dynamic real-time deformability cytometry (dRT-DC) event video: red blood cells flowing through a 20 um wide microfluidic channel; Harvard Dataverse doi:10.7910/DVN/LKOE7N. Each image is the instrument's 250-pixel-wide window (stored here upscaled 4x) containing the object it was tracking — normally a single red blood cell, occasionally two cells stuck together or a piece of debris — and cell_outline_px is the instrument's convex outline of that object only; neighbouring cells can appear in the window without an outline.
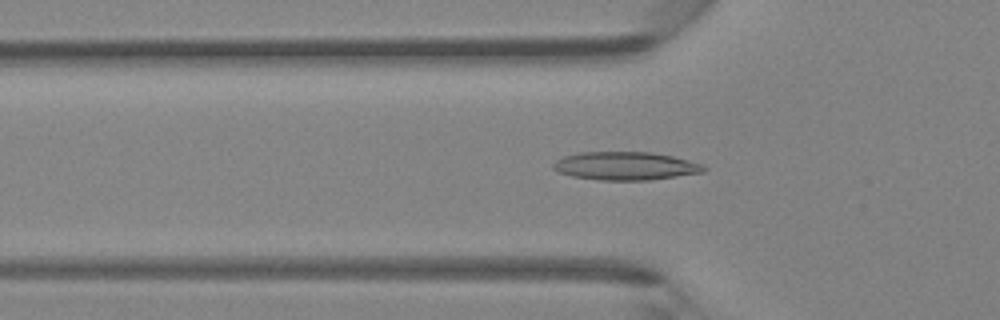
{"species": "Egyptian fruit bat (a non-hibernating species)", "species_latin": "Rousettus aegyptiacus", "temperature_condition": "room temperature", "stored_images_in_passage": 28, "camera_frame_rate_fps": 3000, "um_per_image_px": 0.085, "animal": {"sex": "female"}, "frame": {"image": 1, "passage_image": 2, "time_ms": 0.333, "image_size_px": [1000, 320], "cell_outline_px": [[708, 168], [704, 172], [648, 180], [600, 180], [572, 176], [560, 172], [552, 168], [552, 164], [556, 160], [564, 156], [580, 152], [652, 152], [672, 156], [704, 164]], "centroid_in_image_um": [53.18, 14.1], "position_along_channel_um": 72.6, "area_um2": 24.74}}
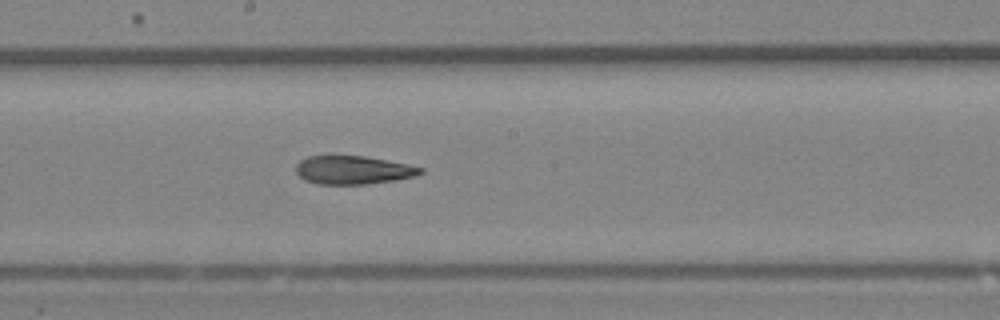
{"frame": {"image": 2, "passage_image": 12, "time_ms": 3.667, "image_size_px": [1000, 320], "cell_outline_px": [[424, 172], [416, 176], [396, 180], [368, 184], [316, 184], [304, 180], [296, 172], [296, 164], [300, 160], [308, 156], [364, 156], [408, 164], [424, 168]], "centroid_in_image_um": [30.03, 14.46], "position_along_channel_um": 218.2, "area_um2": 20.69}}
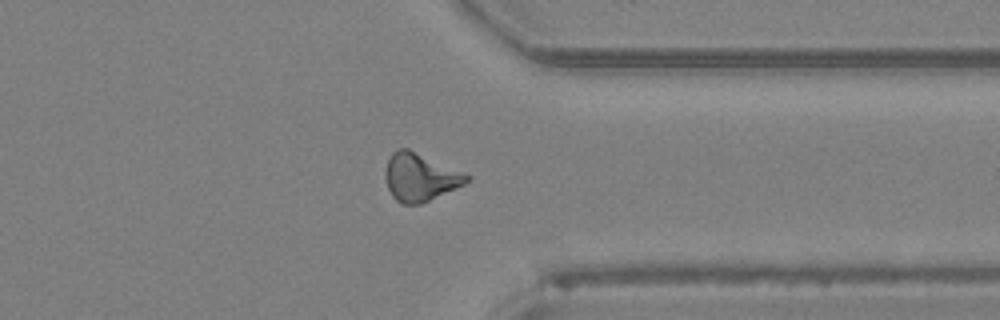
{"frame": {"image": 3, "passage_image": 23, "time_ms": 7.333, "image_size_px": [1000, 320], "cell_outline_px": [[472, 176], [464, 184], [456, 188], [420, 204], [400, 204], [392, 196], [388, 188], [384, 176], [384, 172], [388, 160], [392, 152], [396, 148], [408, 148], [464, 172]], "centroid_in_image_um": [35.68, 15.05], "position_along_channel_um": 375.7, "area_um2": 22.72}}